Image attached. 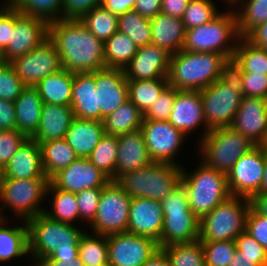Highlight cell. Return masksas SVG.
<instances>
[{
  "instance_id": "37",
  "label": "cell",
  "mask_w": 267,
  "mask_h": 266,
  "mask_svg": "<svg viewBox=\"0 0 267 266\" xmlns=\"http://www.w3.org/2000/svg\"><path fill=\"white\" fill-rule=\"evenodd\" d=\"M231 6L236 13L240 37H245L257 25L267 21V0H235Z\"/></svg>"
},
{
  "instance_id": "41",
  "label": "cell",
  "mask_w": 267,
  "mask_h": 266,
  "mask_svg": "<svg viewBox=\"0 0 267 266\" xmlns=\"http://www.w3.org/2000/svg\"><path fill=\"white\" fill-rule=\"evenodd\" d=\"M79 19L95 37L103 42L118 31V16L103 6L94 7Z\"/></svg>"
},
{
  "instance_id": "50",
  "label": "cell",
  "mask_w": 267,
  "mask_h": 266,
  "mask_svg": "<svg viewBox=\"0 0 267 266\" xmlns=\"http://www.w3.org/2000/svg\"><path fill=\"white\" fill-rule=\"evenodd\" d=\"M175 99V88L167 86L151 107L143 114V120H168Z\"/></svg>"
},
{
  "instance_id": "51",
  "label": "cell",
  "mask_w": 267,
  "mask_h": 266,
  "mask_svg": "<svg viewBox=\"0 0 267 266\" xmlns=\"http://www.w3.org/2000/svg\"><path fill=\"white\" fill-rule=\"evenodd\" d=\"M27 139L28 137L18 130L0 132V171Z\"/></svg>"
},
{
  "instance_id": "57",
  "label": "cell",
  "mask_w": 267,
  "mask_h": 266,
  "mask_svg": "<svg viewBox=\"0 0 267 266\" xmlns=\"http://www.w3.org/2000/svg\"><path fill=\"white\" fill-rule=\"evenodd\" d=\"M0 129L17 130L14 102L0 99Z\"/></svg>"
},
{
  "instance_id": "34",
  "label": "cell",
  "mask_w": 267,
  "mask_h": 266,
  "mask_svg": "<svg viewBox=\"0 0 267 266\" xmlns=\"http://www.w3.org/2000/svg\"><path fill=\"white\" fill-rule=\"evenodd\" d=\"M230 68L235 73L267 75V50L253 45L245 37H240L230 62Z\"/></svg>"
},
{
  "instance_id": "31",
  "label": "cell",
  "mask_w": 267,
  "mask_h": 266,
  "mask_svg": "<svg viewBox=\"0 0 267 266\" xmlns=\"http://www.w3.org/2000/svg\"><path fill=\"white\" fill-rule=\"evenodd\" d=\"M7 220L0 218V264L30 257L27 222L20 220V225L13 226Z\"/></svg>"
},
{
  "instance_id": "53",
  "label": "cell",
  "mask_w": 267,
  "mask_h": 266,
  "mask_svg": "<svg viewBox=\"0 0 267 266\" xmlns=\"http://www.w3.org/2000/svg\"><path fill=\"white\" fill-rule=\"evenodd\" d=\"M242 82L243 97L267 99V75L258 73H236Z\"/></svg>"
},
{
  "instance_id": "40",
  "label": "cell",
  "mask_w": 267,
  "mask_h": 266,
  "mask_svg": "<svg viewBox=\"0 0 267 266\" xmlns=\"http://www.w3.org/2000/svg\"><path fill=\"white\" fill-rule=\"evenodd\" d=\"M78 260L84 266H99L108 262L107 236L86 231L78 243Z\"/></svg>"
},
{
  "instance_id": "28",
  "label": "cell",
  "mask_w": 267,
  "mask_h": 266,
  "mask_svg": "<svg viewBox=\"0 0 267 266\" xmlns=\"http://www.w3.org/2000/svg\"><path fill=\"white\" fill-rule=\"evenodd\" d=\"M151 44L166 49L170 54L182 50L186 29L182 19L160 13L150 19Z\"/></svg>"
},
{
  "instance_id": "29",
  "label": "cell",
  "mask_w": 267,
  "mask_h": 266,
  "mask_svg": "<svg viewBox=\"0 0 267 266\" xmlns=\"http://www.w3.org/2000/svg\"><path fill=\"white\" fill-rule=\"evenodd\" d=\"M104 135L102 121L75 117L64 139L75 150L78 157L88 158Z\"/></svg>"
},
{
  "instance_id": "43",
  "label": "cell",
  "mask_w": 267,
  "mask_h": 266,
  "mask_svg": "<svg viewBox=\"0 0 267 266\" xmlns=\"http://www.w3.org/2000/svg\"><path fill=\"white\" fill-rule=\"evenodd\" d=\"M118 154L117 136L105 134L98 145L91 152L88 159L93 165L106 174L112 181L115 180L116 162Z\"/></svg>"
},
{
  "instance_id": "6",
  "label": "cell",
  "mask_w": 267,
  "mask_h": 266,
  "mask_svg": "<svg viewBox=\"0 0 267 266\" xmlns=\"http://www.w3.org/2000/svg\"><path fill=\"white\" fill-rule=\"evenodd\" d=\"M114 182L131 198L161 202L181 182V167L152 161L144 168L119 175Z\"/></svg>"
},
{
  "instance_id": "27",
  "label": "cell",
  "mask_w": 267,
  "mask_h": 266,
  "mask_svg": "<svg viewBox=\"0 0 267 266\" xmlns=\"http://www.w3.org/2000/svg\"><path fill=\"white\" fill-rule=\"evenodd\" d=\"M74 118L71 106L43 103L40 123L31 139L38 144L63 139Z\"/></svg>"
},
{
  "instance_id": "54",
  "label": "cell",
  "mask_w": 267,
  "mask_h": 266,
  "mask_svg": "<svg viewBox=\"0 0 267 266\" xmlns=\"http://www.w3.org/2000/svg\"><path fill=\"white\" fill-rule=\"evenodd\" d=\"M245 231L267 251V217L257 214L250 207L246 218Z\"/></svg>"
},
{
  "instance_id": "47",
  "label": "cell",
  "mask_w": 267,
  "mask_h": 266,
  "mask_svg": "<svg viewBox=\"0 0 267 266\" xmlns=\"http://www.w3.org/2000/svg\"><path fill=\"white\" fill-rule=\"evenodd\" d=\"M205 266H229L237 250L235 241L201 242Z\"/></svg>"
},
{
  "instance_id": "60",
  "label": "cell",
  "mask_w": 267,
  "mask_h": 266,
  "mask_svg": "<svg viewBox=\"0 0 267 266\" xmlns=\"http://www.w3.org/2000/svg\"><path fill=\"white\" fill-rule=\"evenodd\" d=\"M190 0H162L161 13L182 19Z\"/></svg>"
},
{
  "instance_id": "20",
  "label": "cell",
  "mask_w": 267,
  "mask_h": 266,
  "mask_svg": "<svg viewBox=\"0 0 267 266\" xmlns=\"http://www.w3.org/2000/svg\"><path fill=\"white\" fill-rule=\"evenodd\" d=\"M100 121L129 100L128 80L123 69L104 68L95 72Z\"/></svg>"
},
{
  "instance_id": "39",
  "label": "cell",
  "mask_w": 267,
  "mask_h": 266,
  "mask_svg": "<svg viewBox=\"0 0 267 266\" xmlns=\"http://www.w3.org/2000/svg\"><path fill=\"white\" fill-rule=\"evenodd\" d=\"M168 85L167 78L128 80L129 100L144 114Z\"/></svg>"
},
{
  "instance_id": "35",
  "label": "cell",
  "mask_w": 267,
  "mask_h": 266,
  "mask_svg": "<svg viewBox=\"0 0 267 266\" xmlns=\"http://www.w3.org/2000/svg\"><path fill=\"white\" fill-rule=\"evenodd\" d=\"M39 145L43 171L49 179L78 158L75 150L64 138L41 142Z\"/></svg>"
},
{
  "instance_id": "59",
  "label": "cell",
  "mask_w": 267,
  "mask_h": 266,
  "mask_svg": "<svg viewBox=\"0 0 267 266\" xmlns=\"http://www.w3.org/2000/svg\"><path fill=\"white\" fill-rule=\"evenodd\" d=\"M162 0H136L134 9L141 16L152 19L161 13Z\"/></svg>"
},
{
  "instance_id": "55",
  "label": "cell",
  "mask_w": 267,
  "mask_h": 266,
  "mask_svg": "<svg viewBox=\"0 0 267 266\" xmlns=\"http://www.w3.org/2000/svg\"><path fill=\"white\" fill-rule=\"evenodd\" d=\"M160 203L163 213H169V211L176 210H191L189 208L187 192L181 182Z\"/></svg>"
},
{
  "instance_id": "64",
  "label": "cell",
  "mask_w": 267,
  "mask_h": 266,
  "mask_svg": "<svg viewBox=\"0 0 267 266\" xmlns=\"http://www.w3.org/2000/svg\"><path fill=\"white\" fill-rule=\"evenodd\" d=\"M141 266H171V264L166 252L159 248Z\"/></svg>"
},
{
  "instance_id": "12",
  "label": "cell",
  "mask_w": 267,
  "mask_h": 266,
  "mask_svg": "<svg viewBox=\"0 0 267 266\" xmlns=\"http://www.w3.org/2000/svg\"><path fill=\"white\" fill-rule=\"evenodd\" d=\"M140 129L152 161L182 167L178 153L182 152L180 150L184 148L182 146L188 138L182 131L175 128L168 120H143Z\"/></svg>"
},
{
  "instance_id": "36",
  "label": "cell",
  "mask_w": 267,
  "mask_h": 266,
  "mask_svg": "<svg viewBox=\"0 0 267 266\" xmlns=\"http://www.w3.org/2000/svg\"><path fill=\"white\" fill-rule=\"evenodd\" d=\"M143 113L130 101L121 104L103 120L105 134L120 136L141 128Z\"/></svg>"
},
{
  "instance_id": "62",
  "label": "cell",
  "mask_w": 267,
  "mask_h": 266,
  "mask_svg": "<svg viewBox=\"0 0 267 266\" xmlns=\"http://www.w3.org/2000/svg\"><path fill=\"white\" fill-rule=\"evenodd\" d=\"M245 38L253 45L267 50V21L257 25Z\"/></svg>"
},
{
  "instance_id": "48",
  "label": "cell",
  "mask_w": 267,
  "mask_h": 266,
  "mask_svg": "<svg viewBox=\"0 0 267 266\" xmlns=\"http://www.w3.org/2000/svg\"><path fill=\"white\" fill-rule=\"evenodd\" d=\"M102 188L86 189L75 194L81 225L86 228L96 216ZM84 223V224H83Z\"/></svg>"
},
{
  "instance_id": "15",
  "label": "cell",
  "mask_w": 267,
  "mask_h": 266,
  "mask_svg": "<svg viewBox=\"0 0 267 266\" xmlns=\"http://www.w3.org/2000/svg\"><path fill=\"white\" fill-rule=\"evenodd\" d=\"M107 243L112 266H141L160 248L154 239L128 232L108 235Z\"/></svg>"
},
{
  "instance_id": "65",
  "label": "cell",
  "mask_w": 267,
  "mask_h": 266,
  "mask_svg": "<svg viewBox=\"0 0 267 266\" xmlns=\"http://www.w3.org/2000/svg\"><path fill=\"white\" fill-rule=\"evenodd\" d=\"M229 266H258L255 264L254 260L248 259L240 255V253L236 250L234 254V258L231 260Z\"/></svg>"
},
{
  "instance_id": "67",
  "label": "cell",
  "mask_w": 267,
  "mask_h": 266,
  "mask_svg": "<svg viewBox=\"0 0 267 266\" xmlns=\"http://www.w3.org/2000/svg\"><path fill=\"white\" fill-rule=\"evenodd\" d=\"M267 193V153H266V159H265V166L263 171V177L260 184L259 192L256 194H266Z\"/></svg>"
},
{
  "instance_id": "2",
  "label": "cell",
  "mask_w": 267,
  "mask_h": 266,
  "mask_svg": "<svg viewBox=\"0 0 267 266\" xmlns=\"http://www.w3.org/2000/svg\"><path fill=\"white\" fill-rule=\"evenodd\" d=\"M26 222L30 266H36L41 260L71 264L78 259V243L85 227L52 220L44 213Z\"/></svg>"
},
{
  "instance_id": "8",
  "label": "cell",
  "mask_w": 267,
  "mask_h": 266,
  "mask_svg": "<svg viewBox=\"0 0 267 266\" xmlns=\"http://www.w3.org/2000/svg\"><path fill=\"white\" fill-rule=\"evenodd\" d=\"M200 93L208 128L231 127L243 98L242 82L238 75L229 68Z\"/></svg>"
},
{
  "instance_id": "68",
  "label": "cell",
  "mask_w": 267,
  "mask_h": 266,
  "mask_svg": "<svg viewBox=\"0 0 267 266\" xmlns=\"http://www.w3.org/2000/svg\"><path fill=\"white\" fill-rule=\"evenodd\" d=\"M258 146L267 153V128L264 132L262 140L259 142Z\"/></svg>"
},
{
  "instance_id": "23",
  "label": "cell",
  "mask_w": 267,
  "mask_h": 266,
  "mask_svg": "<svg viewBox=\"0 0 267 266\" xmlns=\"http://www.w3.org/2000/svg\"><path fill=\"white\" fill-rule=\"evenodd\" d=\"M163 215L161 248L198 241L200 219L192 210L169 211Z\"/></svg>"
},
{
  "instance_id": "42",
  "label": "cell",
  "mask_w": 267,
  "mask_h": 266,
  "mask_svg": "<svg viewBox=\"0 0 267 266\" xmlns=\"http://www.w3.org/2000/svg\"><path fill=\"white\" fill-rule=\"evenodd\" d=\"M118 30L126 34L137 47L151 43L150 19L141 16L135 10L127 11L118 16Z\"/></svg>"
},
{
  "instance_id": "69",
  "label": "cell",
  "mask_w": 267,
  "mask_h": 266,
  "mask_svg": "<svg viewBox=\"0 0 267 266\" xmlns=\"http://www.w3.org/2000/svg\"><path fill=\"white\" fill-rule=\"evenodd\" d=\"M8 63L5 57V52L2 48H0V68L5 66Z\"/></svg>"
},
{
  "instance_id": "49",
  "label": "cell",
  "mask_w": 267,
  "mask_h": 266,
  "mask_svg": "<svg viewBox=\"0 0 267 266\" xmlns=\"http://www.w3.org/2000/svg\"><path fill=\"white\" fill-rule=\"evenodd\" d=\"M25 87L10 62L0 68V99L14 102Z\"/></svg>"
},
{
  "instance_id": "72",
  "label": "cell",
  "mask_w": 267,
  "mask_h": 266,
  "mask_svg": "<svg viewBox=\"0 0 267 266\" xmlns=\"http://www.w3.org/2000/svg\"><path fill=\"white\" fill-rule=\"evenodd\" d=\"M8 4H12L15 0H5Z\"/></svg>"
},
{
  "instance_id": "9",
  "label": "cell",
  "mask_w": 267,
  "mask_h": 266,
  "mask_svg": "<svg viewBox=\"0 0 267 266\" xmlns=\"http://www.w3.org/2000/svg\"><path fill=\"white\" fill-rule=\"evenodd\" d=\"M197 145L198 158L209 168L226 175L242 155L256 146L232 127L211 129Z\"/></svg>"
},
{
  "instance_id": "70",
  "label": "cell",
  "mask_w": 267,
  "mask_h": 266,
  "mask_svg": "<svg viewBox=\"0 0 267 266\" xmlns=\"http://www.w3.org/2000/svg\"><path fill=\"white\" fill-rule=\"evenodd\" d=\"M10 6V4L0 3V15Z\"/></svg>"
},
{
  "instance_id": "24",
  "label": "cell",
  "mask_w": 267,
  "mask_h": 266,
  "mask_svg": "<svg viewBox=\"0 0 267 266\" xmlns=\"http://www.w3.org/2000/svg\"><path fill=\"white\" fill-rule=\"evenodd\" d=\"M0 177L13 179L48 178L42 167L40 145L28 138L0 171Z\"/></svg>"
},
{
  "instance_id": "44",
  "label": "cell",
  "mask_w": 267,
  "mask_h": 266,
  "mask_svg": "<svg viewBox=\"0 0 267 266\" xmlns=\"http://www.w3.org/2000/svg\"><path fill=\"white\" fill-rule=\"evenodd\" d=\"M11 5L22 15L39 17L48 23L63 19V0H15Z\"/></svg>"
},
{
  "instance_id": "4",
  "label": "cell",
  "mask_w": 267,
  "mask_h": 266,
  "mask_svg": "<svg viewBox=\"0 0 267 266\" xmlns=\"http://www.w3.org/2000/svg\"><path fill=\"white\" fill-rule=\"evenodd\" d=\"M208 23L186 30L182 50L201 53H219L230 62L240 38L237 17L230 4Z\"/></svg>"
},
{
  "instance_id": "73",
  "label": "cell",
  "mask_w": 267,
  "mask_h": 266,
  "mask_svg": "<svg viewBox=\"0 0 267 266\" xmlns=\"http://www.w3.org/2000/svg\"><path fill=\"white\" fill-rule=\"evenodd\" d=\"M0 2H2L4 4H8L5 0H0Z\"/></svg>"
},
{
  "instance_id": "1",
  "label": "cell",
  "mask_w": 267,
  "mask_h": 266,
  "mask_svg": "<svg viewBox=\"0 0 267 266\" xmlns=\"http://www.w3.org/2000/svg\"><path fill=\"white\" fill-rule=\"evenodd\" d=\"M48 38L59 53L62 68L72 73L96 72L106 68L104 42L95 37L78 18L48 23Z\"/></svg>"
},
{
  "instance_id": "19",
  "label": "cell",
  "mask_w": 267,
  "mask_h": 266,
  "mask_svg": "<svg viewBox=\"0 0 267 266\" xmlns=\"http://www.w3.org/2000/svg\"><path fill=\"white\" fill-rule=\"evenodd\" d=\"M163 216L159 201L148 198H132L127 232L154 239L161 248Z\"/></svg>"
},
{
  "instance_id": "63",
  "label": "cell",
  "mask_w": 267,
  "mask_h": 266,
  "mask_svg": "<svg viewBox=\"0 0 267 266\" xmlns=\"http://www.w3.org/2000/svg\"><path fill=\"white\" fill-rule=\"evenodd\" d=\"M250 207L262 216L267 217V193L254 194L249 198Z\"/></svg>"
},
{
  "instance_id": "18",
  "label": "cell",
  "mask_w": 267,
  "mask_h": 266,
  "mask_svg": "<svg viewBox=\"0 0 267 266\" xmlns=\"http://www.w3.org/2000/svg\"><path fill=\"white\" fill-rule=\"evenodd\" d=\"M110 181L111 179L88 158L80 157L49 179L55 188L74 194L86 189L103 188Z\"/></svg>"
},
{
  "instance_id": "52",
  "label": "cell",
  "mask_w": 267,
  "mask_h": 266,
  "mask_svg": "<svg viewBox=\"0 0 267 266\" xmlns=\"http://www.w3.org/2000/svg\"><path fill=\"white\" fill-rule=\"evenodd\" d=\"M237 251L240 255L254 260L258 266L267 263V251L253 237L246 233H240L235 239Z\"/></svg>"
},
{
  "instance_id": "45",
  "label": "cell",
  "mask_w": 267,
  "mask_h": 266,
  "mask_svg": "<svg viewBox=\"0 0 267 266\" xmlns=\"http://www.w3.org/2000/svg\"><path fill=\"white\" fill-rule=\"evenodd\" d=\"M171 266H205L204 250L201 241L172 244L162 248Z\"/></svg>"
},
{
  "instance_id": "30",
  "label": "cell",
  "mask_w": 267,
  "mask_h": 266,
  "mask_svg": "<svg viewBox=\"0 0 267 266\" xmlns=\"http://www.w3.org/2000/svg\"><path fill=\"white\" fill-rule=\"evenodd\" d=\"M17 130L31 138L38 129L43 101L38 90L26 86L14 101Z\"/></svg>"
},
{
  "instance_id": "33",
  "label": "cell",
  "mask_w": 267,
  "mask_h": 266,
  "mask_svg": "<svg viewBox=\"0 0 267 266\" xmlns=\"http://www.w3.org/2000/svg\"><path fill=\"white\" fill-rule=\"evenodd\" d=\"M74 73L62 68L43 78L35 88L43 103L71 106Z\"/></svg>"
},
{
  "instance_id": "16",
  "label": "cell",
  "mask_w": 267,
  "mask_h": 266,
  "mask_svg": "<svg viewBox=\"0 0 267 266\" xmlns=\"http://www.w3.org/2000/svg\"><path fill=\"white\" fill-rule=\"evenodd\" d=\"M48 38V22L39 17L22 15L13 7L11 42L4 50L8 62L39 46Z\"/></svg>"
},
{
  "instance_id": "5",
  "label": "cell",
  "mask_w": 267,
  "mask_h": 266,
  "mask_svg": "<svg viewBox=\"0 0 267 266\" xmlns=\"http://www.w3.org/2000/svg\"><path fill=\"white\" fill-rule=\"evenodd\" d=\"M199 161L193 171L181 167V183L187 192L189 208L201 219L229 198L231 193L226 174Z\"/></svg>"
},
{
  "instance_id": "38",
  "label": "cell",
  "mask_w": 267,
  "mask_h": 266,
  "mask_svg": "<svg viewBox=\"0 0 267 266\" xmlns=\"http://www.w3.org/2000/svg\"><path fill=\"white\" fill-rule=\"evenodd\" d=\"M138 47L119 30L104 42V60L106 68L123 69L137 53Z\"/></svg>"
},
{
  "instance_id": "22",
  "label": "cell",
  "mask_w": 267,
  "mask_h": 266,
  "mask_svg": "<svg viewBox=\"0 0 267 266\" xmlns=\"http://www.w3.org/2000/svg\"><path fill=\"white\" fill-rule=\"evenodd\" d=\"M231 127L258 145L267 128V99L243 97Z\"/></svg>"
},
{
  "instance_id": "58",
  "label": "cell",
  "mask_w": 267,
  "mask_h": 266,
  "mask_svg": "<svg viewBox=\"0 0 267 266\" xmlns=\"http://www.w3.org/2000/svg\"><path fill=\"white\" fill-rule=\"evenodd\" d=\"M11 30H13V6L10 5L0 15V48L5 50L11 42Z\"/></svg>"
},
{
  "instance_id": "10",
  "label": "cell",
  "mask_w": 267,
  "mask_h": 266,
  "mask_svg": "<svg viewBox=\"0 0 267 266\" xmlns=\"http://www.w3.org/2000/svg\"><path fill=\"white\" fill-rule=\"evenodd\" d=\"M249 209L248 198L230 196L200 219L198 240L235 241L238 235L245 231Z\"/></svg>"
},
{
  "instance_id": "7",
  "label": "cell",
  "mask_w": 267,
  "mask_h": 266,
  "mask_svg": "<svg viewBox=\"0 0 267 266\" xmlns=\"http://www.w3.org/2000/svg\"><path fill=\"white\" fill-rule=\"evenodd\" d=\"M49 178L13 179L0 177V218L27 221L44 213ZM6 212H10L6 215Z\"/></svg>"
},
{
  "instance_id": "21",
  "label": "cell",
  "mask_w": 267,
  "mask_h": 266,
  "mask_svg": "<svg viewBox=\"0 0 267 266\" xmlns=\"http://www.w3.org/2000/svg\"><path fill=\"white\" fill-rule=\"evenodd\" d=\"M171 54L154 44L138 47L137 53L124 68L127 80L167 78Z\"/></svg>"
},
{
  "instance_id": "61",
  "label": "cell",
  "mask_w": 267,
  "mask_h": 266,
  "mask_svg": "<svg viewBox=\"0 0 267 266\" xmlns=\"http://www.w3.org/2000/svg\"><path fill=\"white\" fill-rule=\"evenodd\" d=\"M136 0H100V6L119 16L133 10Z\"/></svg>"
},
{
  "instance_id": "11",
  "label": "cell",
  "mask_w": 267,
  "mask_h": 266,
  "mask_svg": "<svg viewBox=\"0 0 267 266\" xmlns=\"http://www.w3.org/2000/svg\"><path fill=\"white\" fill-rule=\"evenodd\" d=\"M131 199L111 180L102 188L96 216L87 230L105 236L127 232Z\"/></svg>"
},
{
  "instance_id": "25",
  "label": "cell",
  "mask_w": 267,
  "mask_h": 266,
  "mask_svg": "<svg viewBox=\"0 0 267 266\" xmlns=\"http://www.w3.org/2000/svg\"><path fill=\"white\" fill-rule=\"evenodd\" d=\"M117 140L115 179L123 173L144 168L152 162L141 129L117 136Z\"/></svg>"
},
{
  "instance_id": "17",
  "label": "cell",
  "mask_w": 267,
  "mask_h": 266,
  "mask_svg": "<svg viewBox=\"0 0 267 266\" xmlns=\"http://www.w3.org/2000/svg\"><path fill=\"white\" fill-rule=\"evenodd\" d=\"M168 122L182 131L187 137L199 129L201 134L197 141L202 140L210 129L204 117L200 91L175 89V99Z\"/></svg>"
},
{
  "instance_id": "14",
  "label": "cell",
  "mask_w": 267,
  "mask_h": 266,
  "mask_svg": "<svg viewBox=\"0 0 267 266\" xmlns=\"http://www.w3.org/2000/svg\"><path fill=\"white\" fill-rule=\"evenodd\" d=\"M265 159L266 153L256 145L237 160L226 175L231 196L249 199L259 192Z\"/></svg>"
},
{
  "instance_id": "3",
  "label": "cell",
  "mask_w": 267,
  "mask_h": 266,
  "mask_svg": "<svg viewBox=\"0 0 267 266\" xmlns=\"http://www.w3.org/2000/svg\"><path fill=\"white\" fill-rule=\"evenodd\" d=\"M230 68V61L219 53L180 50L171 54L167 81L176 90L200 91Z\"/></svg>"
},
{
  "instance_id": "26",
  "label": "cell",
  "mask_w": 267,
  "mask_h": 266,
  "mask_svg": "<svg viewBox=\"0 0 267 266\" xmlns=\"http://www.w3.org/2000/svg\"><path fill=\"white\" fill-rule=\"evenodd\" d=\"M71 108L76 118L100 121L95 72L74 73Z\"/></svg>"
},
{
  "instance_id": "56",
  "label": "cell",
  "mask_w": 267,
  "mask_h": 266,
  "mask_svg": "<svg viewBox=\"0 0 267 266\" xmlns=\"http://www.w3.org/2000/svg\"><path fill=\"white\" fill-rule=\"evenodd\" d=\"M97 6H100V0H63V18L79 19Z\"/></svg>"
},
{
  "instance_id": "32",
  "label": "cell",
  "mask_w": 267,
  "mask_h": 266,
  "mask_svg": "<svg viewBox=\"0 0 267 266\" xmlns=\"http://www.w3.org/2000/svg\"><path fill=\"white\" fill-rule=\"evenodd\" d=\"M48 199V201H47ZM50 199V200H49ZM47 202V203H46ZM50 205H47L49 204ZM44 214L62 223H80L77 199L74 193L55 188L50 182L47 186ZM50 206V207H48Z\"/></svg>"
},
{
  "instance_id": "71",
  "label": "cell",
  "mask_w": 267,
  "mask_h": 266,
  "mask_svg": "<svg viewBox=\"0 0 267 266\" xmlns=\"http://www.w3.org/2000/svg\"><path fill=\"white\" fill-rule=\"evenodd\" d=\"M99 266H112V265L109 262H107V263L101 264Z\"/></svg>"
},
{
  "instance_id": "13",
  "label": "cell",
  "mask_w": 267,
  "mask_h": 266,
  "mask_svg": "<svg viewBox=\"0 0 267 266\" xmlns=\"http://www.w3.org/2000/svg\"><path fill=\"white\" fill-rule=\"evenodd\" d=\"M10 63L24 85L32 87H35L43 78L62 69L59 53L49 38Z\"/></svg>"
},
{
  "instance_id": "46",
  "label": "cell",
  "mask_w": 267,
  "mask_h": 266,
  "mask_svg": "<svg viewBox=\"0 0 267 266\" xmlns=\"http://www.w3.org/2000/svg\"><path fill=\"white\" fill-rule=\"evenodd\" d=\"M216 0H190L182 21L186 30L203 25L211 21L220 12Z\"/></svg>"
},
{
  "instance_id": "66",
  "label": "cell",
  "mask_w": 267,
  "mask_h": 266,
  "mask_svg": "<svg viewBox=\"0 0 267 266\" xmlns=\"http://www.w3.org/2000/svg\"><path fill=\"white\" fill-rule=\"evenodd\" d=\"M36 266H84L78 259L71 264H61L57 260H41Z\"/></svg>"
}]
</instances>
